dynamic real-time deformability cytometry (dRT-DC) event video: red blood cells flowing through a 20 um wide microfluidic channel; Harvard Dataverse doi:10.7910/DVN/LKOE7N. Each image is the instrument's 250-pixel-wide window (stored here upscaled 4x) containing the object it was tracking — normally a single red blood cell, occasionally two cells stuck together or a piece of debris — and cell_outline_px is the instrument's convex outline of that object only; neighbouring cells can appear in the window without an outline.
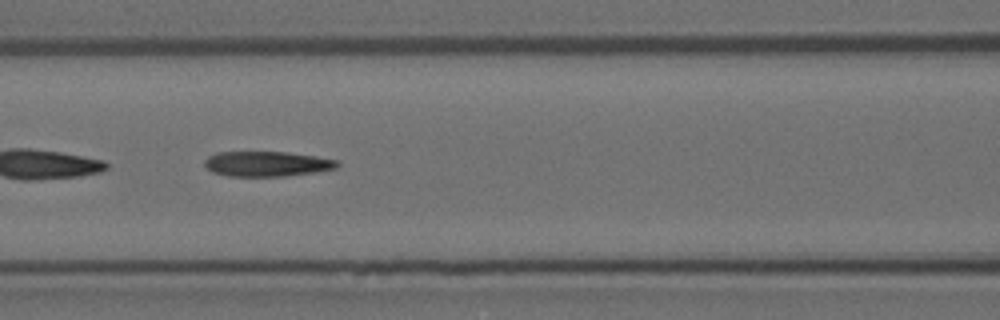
{"species": "Egyptian fruit bat (a non-hibernating species)", "species_latin": "Rousettus aegyptiacus", "temperature_condition": "room temperature", "stored_images_in_passage": 51, "segment_of_instrument_passage": [2, 2], "camera_frame_rate_fps": 3000, "um_per_image_px": 0.085, "animal": {"sex": "female"}, "frame": {"image": 1, "passage_image": 24, "time_ms": 7.667, "image_size_px": [1000, 320], "cell_outline_px": [[340, 164], [336, 168], [312, 172], [284, 176], [228, 176], [212, 172], [204, 164], [204, 160], [208, 156], [216, 152], [284, 152], [316, 156], [340, 160]], "centroid_in_image_um": [22.68, 13.92], "position_along_channel_um": 143.9, "area_um2": 19.36}}
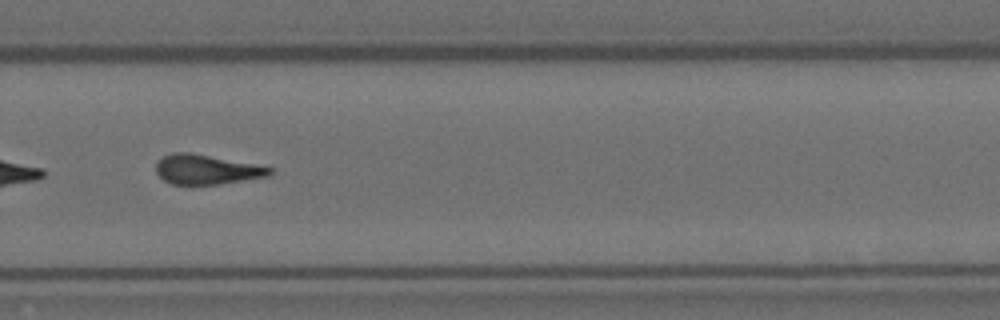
{"frame": {"image": 2, "passage_image": 38, "time_ms": 12.333, "image_size_px": [1000, 320], "cell_outline_px": [[272, 176], [220, 184], [172, 184], [164, 180], [156, 172], [156, 160], [160, 156], [172, 152], [188, 152], [252, 164], [272, 168]], "centroid_in_image_um": [17.51, 14.41], "position_along_channel_um": 312.3, "area_um2": 19.59}}